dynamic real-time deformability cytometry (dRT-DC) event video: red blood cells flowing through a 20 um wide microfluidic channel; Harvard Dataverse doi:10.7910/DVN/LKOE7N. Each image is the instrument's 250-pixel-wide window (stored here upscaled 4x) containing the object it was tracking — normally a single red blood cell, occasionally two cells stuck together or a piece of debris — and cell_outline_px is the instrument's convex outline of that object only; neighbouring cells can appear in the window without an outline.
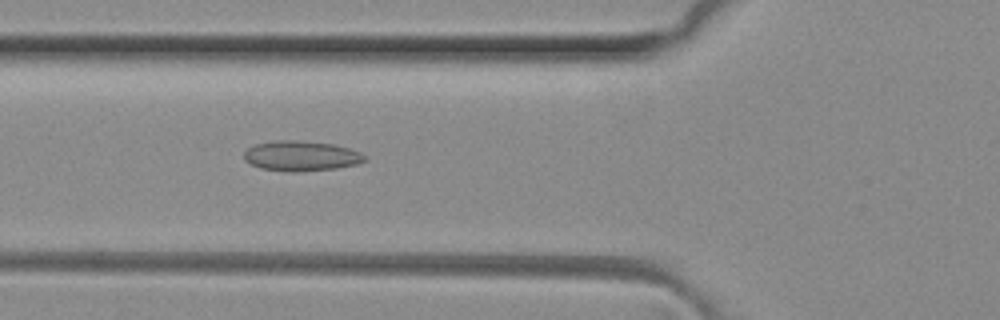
{"species": "common noctule bat (a hibernating species)", "species_latin": "Nyctalus noctula", "temperature_condition": "room temperature", "stored_images_in_passage": 21, "camera_frame_rate_fps": 3000, "um_per_image_px": 0.085, "animal": {"sex": "female", "body_mass_g": 29.2, "forearm_length_mm": 56.3}, "frame": {"image": 1, "passage_image": 3, "time_ms": 0.667, "image_size_px": [1000, 320], "cell_outline_px": [[368, 160], [356, 164], [336, 168], [296, 172], [288, 172], [260, 168], [244, 160], [244, 152], [248, 148], [256, 144], [276, 140], [296, 140], [332, 144], [348, 148], [360, 152], [368, 156]], "centroid_in_image_um": [25.61, 13.26], "position_along_channel_um": 100.2, "area_um2": 21.21}}
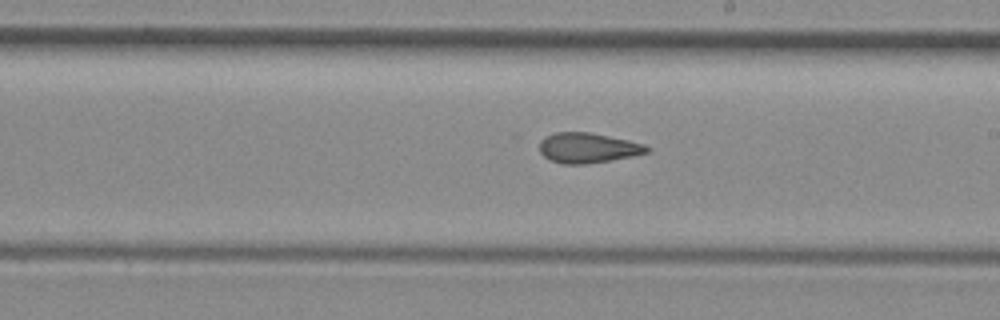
{"frame": {"image": 2, "passage_image": 13, "time_ms": 4.0, "image_size_px": [1000, 320], "cell_outline_px": [[652, 148], [648, 152], [632, 156], [584, 164], [564, 164], [548, 160], [540, 152], [540, 140], [556, 132], [588, 132], [628, 140], [644, 144]], "centroid_in_image_um": [49.96, 12.57], "position_along_channel_um": 239.0, "area_um2": 18.67}}
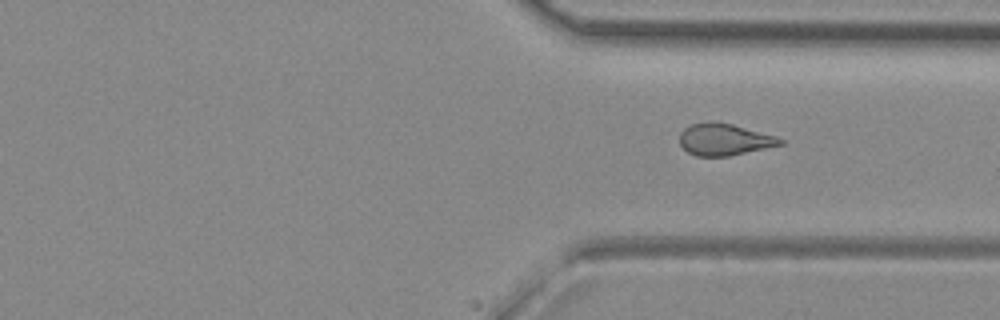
{"frame": {"image": 3, "passage_image": 21, "time_ms": 6.667, "image_size_px": [1000, 320], "cell_outline_px": [[784, 144], [728, 156], [696, 156], [688, 152], [680, 144], [680, 132], [684, 128], [692, 124], [732, 124], [776, 136], [784, 140]], "centroid_in_image_um": [61.59, 11.89], "position_along_channel_um": 349.8, "area_um2": 18.03}}